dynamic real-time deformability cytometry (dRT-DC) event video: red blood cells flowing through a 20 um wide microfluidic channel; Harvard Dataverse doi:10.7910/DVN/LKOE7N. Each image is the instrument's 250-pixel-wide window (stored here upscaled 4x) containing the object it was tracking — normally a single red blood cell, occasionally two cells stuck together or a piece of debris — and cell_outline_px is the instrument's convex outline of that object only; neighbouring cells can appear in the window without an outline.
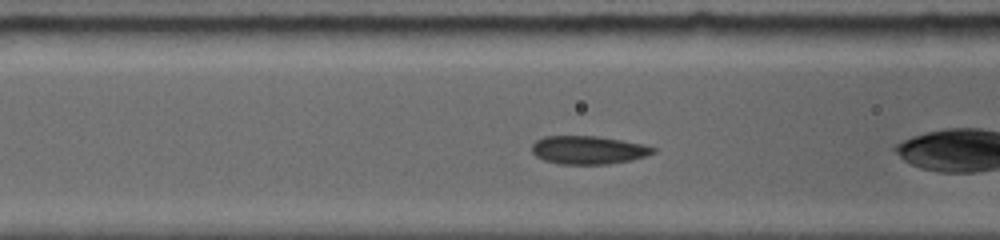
{"species": "common noctule bat (a hibernating species)", "species_latin": "Nyctalus noctula", "temperature_condition": "room temperature", "stored_images_in_passage": 16, "camera_frame_rate_fps": 5000, "um_per_image_px": 0.085, "animal": {"sex": "female", "body_mass_g": 19.0, "forearm_length_mm": 56.7}, "frame": {"image": 1, "passage_image": 5, "time_ms": 0.8, "image_size_px": [1000, 240], "cell_outline_px": [[652, 152], [644, 156], [632, 160], [608, 164], [560, 164], [544, 160], [536, 156], [532, 152], [532, 144], [536, 140], [544, 136], [596, 136], [620, 140], [640, 144], [652, 148]], "centroid_in_image_um": [49.91, 12.75], "position_along_channel_um": 116.7, "area_um2": 19.59}}
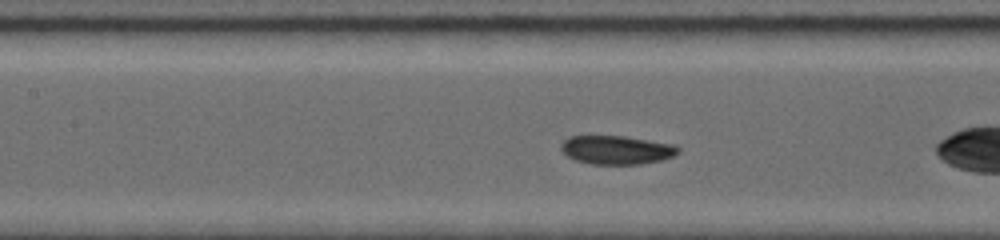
{"frame": {"image": 2, "passage_image": 10, "time_ms": 1.8, "image_size_px": [1000, 240], "cell_outline_px": [[680, 152], [672, 156], [660, 160], [640, 164], [592, 164], [576, 160], [568, 156], [560, 148], [560, 144], [564, 140], [572, 136], [620, 136], [668, 144], [680, 148]], "centroid_in_image_um": [52.36, 12.75], "position_along_channel_um": 155.0, "area_um2": 19.07}}